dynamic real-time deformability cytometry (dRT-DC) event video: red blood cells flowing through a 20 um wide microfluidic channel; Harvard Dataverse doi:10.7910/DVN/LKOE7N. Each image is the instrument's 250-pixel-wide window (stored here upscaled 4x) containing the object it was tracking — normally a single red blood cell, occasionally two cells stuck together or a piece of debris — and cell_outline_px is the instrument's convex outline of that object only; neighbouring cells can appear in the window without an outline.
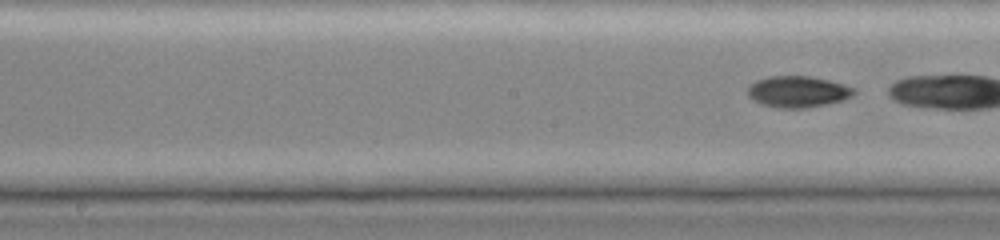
{"species": "common noctule bat (a hibernating species)", "species_latin": "Nyctalus noctula", "temperature_condition": "cold", "stored_images_in_passage": 21, "segment_of_instrument_passage": [2, 2], "camera_frame_rate_fps": 3000, "um_per_image_px": 0.085, "animal": {"sex": "female", "body_mass_g": 19.0, "forearm_length_mm": 51.5}, "frame": {"image": 1, "passage_image": 21, "time_ms": 6.667, "image_size_px": [1000, 240], "cell_outline_px": [[856, 92], [852, 96], [844, 100], [828, 104], [804, 108], [780, 108], [760, 104], [752, 100], [748, 96], [748, 88], [756, 80], [768, 76], [812, 76], [844, 84], [856, 88]], "centroid_in_image_um": [67.84, 7.79], "position_along_channel_um": 180.4, "area_um2": 19.59}}